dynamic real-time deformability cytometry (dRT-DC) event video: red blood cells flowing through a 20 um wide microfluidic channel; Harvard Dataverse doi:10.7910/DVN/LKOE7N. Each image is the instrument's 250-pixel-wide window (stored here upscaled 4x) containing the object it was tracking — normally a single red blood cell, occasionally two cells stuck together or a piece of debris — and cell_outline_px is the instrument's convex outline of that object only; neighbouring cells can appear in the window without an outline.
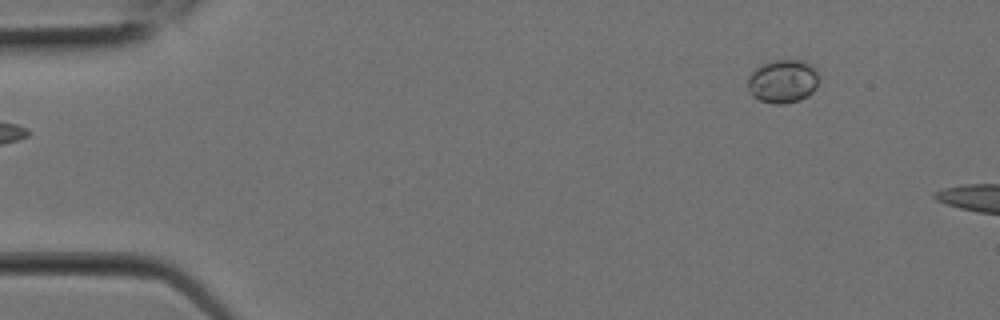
{"species": "Egyptian fruit bat (a non-hibernating species)", "species_latin": "Rousettus aegyptiacus", "temperature_condition": "room temperature", "stored_images_in_passage": 3, "camera_frame_rate_fps": 3000, "um_per_image_px": 0.085, "animal": {"sex": "female"}, "frame": {"image": 1, "passage_image": 1, "time_ms": 0.0, "image_size_px": [1000, 320], "cell_outline_px": [[816, 88], [808, 96], [800, 100], [784, 104], [776, 104], [760, 100], [752, 96], [748, 88], [748, 76], [756, 68], [772, 60], [804, 60], [812, 64], [816, 68]], "centroid_in_image_um": [66.54, 6.91], "position_along_channel_um": 18.5, "area_um2": 17.98}}